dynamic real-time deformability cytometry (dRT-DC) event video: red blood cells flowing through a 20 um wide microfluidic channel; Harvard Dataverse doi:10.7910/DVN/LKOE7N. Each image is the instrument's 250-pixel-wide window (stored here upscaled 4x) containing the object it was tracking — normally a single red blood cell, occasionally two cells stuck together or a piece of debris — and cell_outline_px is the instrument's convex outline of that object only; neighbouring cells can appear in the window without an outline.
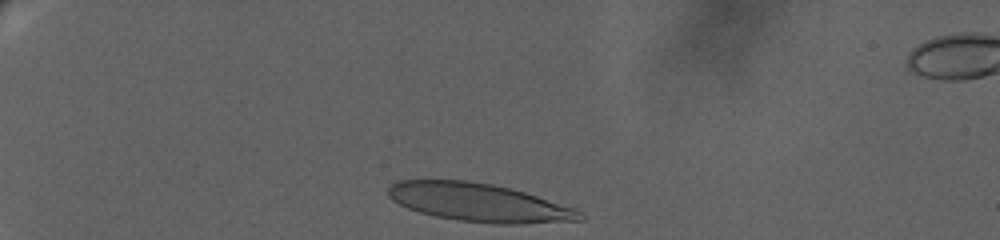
{"species": "human", "species_latin": "Homo sapiens", "temperature_condition": "warm", "stored_images_in_passage": 30, "camera_frame_rate_fps": 3000, "um_per_image_px": 0.085, "donor": {"sex": "female"}, "frame": {"image": 1, "passage_image": 1, "time_ms": 0.0, "image_size_px": [1000, 240], "cell_outline_px": [[584, 220], [524, 224], [496, 224], [460, 220], [436, 216], [420, 212], [408, 208], [392, 200], [388, 196], [388, 188], [396, 180], [468, 180], [492, 184], [524, 192], [576, 208], [584, 212]], "centroid_in_image_um": [40.74, 17.21], "position_along_channel_um": 44.3, "area_um2": 42.77}}
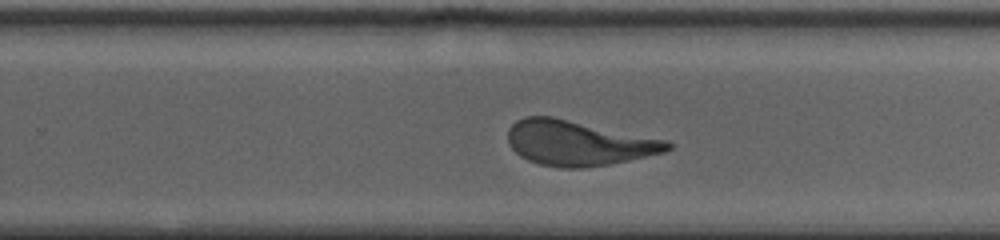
{"frame": {"image": 2, "passage_image": 18, "time_ms": 10.0, "image_size_px": [1000, 240], "cell_outline_px": [[672, 148], [664, 152], [628, 160], [608, 164], [584, 168], [560, 168], [540, 164], [528, 160], [520, 156], [508, 144], [508, 128], [516, 120], [524, 116], [552, 116], [668, 140], [672, 144]], "centroid_in_image_um": [49.13, 12.15], "position_along_channel_um": 280.7, "area_um2": 41.91}}
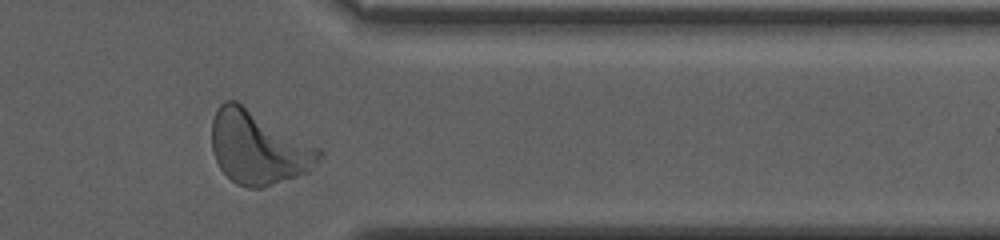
{"frame": {"image": 3, "passage_image": 29, "time_ms": 13.667, "image_size_px": [1000, 240], "cell_outline_px": [[324, 152], [316, 164], [308, 172], [260, 188], [248, 188], [236, 184], [220, 168], [212, 152], [212, 120], [216, 108], [224, 100], [236, 100], [320, 148]], "centroid_in_image_um": [21.93, 12.53], "position_along_channel_um": 389.5, "area_um2": 45.72}, "authors_computed_cell_mechanics": {"area_um2": 42.2807, "velocity_mm_per_s": 3.0414, "shape_relaxation_time_tau1_ms": 8.5071, "shape_relaxation_time_tau2_ms": 0.9107, "deformation_change_tau1": 0.2782, "deformation_change_tau2": 0.1117}}